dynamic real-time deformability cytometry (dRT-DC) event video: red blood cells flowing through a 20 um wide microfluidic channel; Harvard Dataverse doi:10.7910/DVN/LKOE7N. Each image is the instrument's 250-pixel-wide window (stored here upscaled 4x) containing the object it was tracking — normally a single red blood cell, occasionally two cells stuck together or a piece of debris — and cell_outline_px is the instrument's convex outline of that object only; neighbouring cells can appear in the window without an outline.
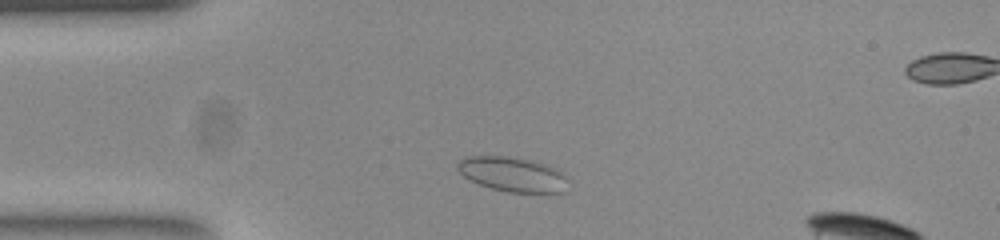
{"species": "common noctule bat (a hibernating species)", "species_latin": "Nyctalus noctula", "temperature_condition": "room temperature", "stored_images_in_passage": 40, "camera_frame_rate_fps": 3000, "um_per_image_px": 0.085, "animal": {"sex": "female", "body_mass_g": 23.0, "forearm_length_mm": 53.4}, "frame": {"image": 1, "passage_image": 4, "time_ms": 1.0, "image_size_px": [1000, 240], "cell_outline_px": [[552, 192], [508, 192], [492, 188], [480, 184], [464, 176], [460, 172], [460, 164], [464, 160], [484, 156], [496, 156], [516, 160], [532, 164], [544, 168], [552, 172]], "centroid_in_image_um": [43.13, 14.84], "position_along_channel_um": 41.9, "area_um2": 18.15}}
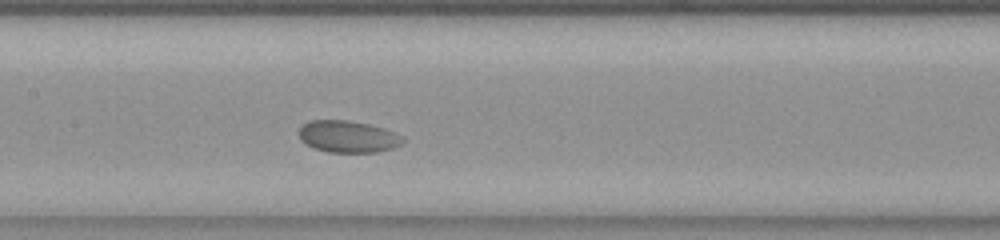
{"frame": {"image": 2, "passage_image": 17, "time_ms": 5.333, "image_size_px": [1000, 240], "cell_outline_px": [[400, 144], [392, 148], [376, 152], [328, 152], [316, 148], [308, 144], [300, 136], [300, 128], [304, 124], [312, 120], [344, 120], [364, 124], [380, 128], [388, 132]], "centroid_in_image_um": [29.43, 11.62], "position_along_channel_um": 178.0, "area_um2": 17.92}}
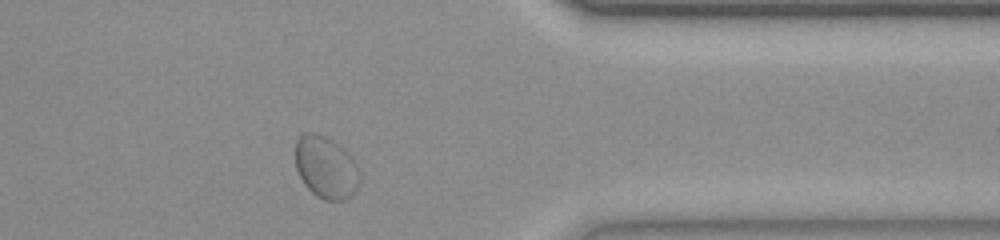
{"frame": {"image": 3, "passage_image": 35, "time_ms": 11.333, "image_size_px": [1000, 240], "cell_outline_px": [[352, 196], [344, 200], [324, 200], [312, 192], [308, 188], [300, 176], [296, 168], [296, 144], [300, 136], [312, 132], [320, 136], [324, 140], [352, 192]], "centroid_in_image_um": [27.23, 14.36], "position_along_channel_um": 384.2, "area_um2": 17.34}}